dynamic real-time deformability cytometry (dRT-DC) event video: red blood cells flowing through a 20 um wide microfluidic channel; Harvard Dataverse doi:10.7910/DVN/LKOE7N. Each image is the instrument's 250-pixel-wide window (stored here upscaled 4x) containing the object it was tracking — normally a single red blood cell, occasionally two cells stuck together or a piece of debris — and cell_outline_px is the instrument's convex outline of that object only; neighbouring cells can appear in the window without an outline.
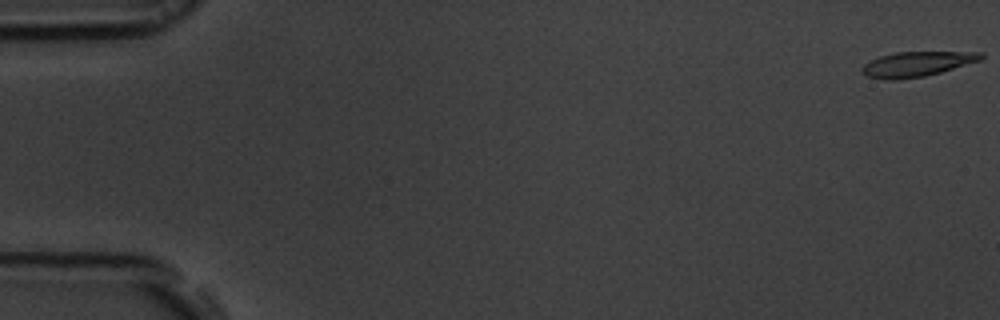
{"species": "common noctule bat (a hibernating species)", "species_latin": "Nyctalus noctula", "temperature_condition": "room temperature", "stored_images_in_passage": 54, "camera_frame_rate_fps": 3000, "um_per_image_px": 0.085, "animal": {"sex": "male", "body_mass_g": 19.5, "forearm_length_mm": 54.6}, "frame": {"image": 1, "passage_image": 1, "time_ms": 0.0, "image_size_px": [1000, 320], "cell_outline_px": [[984, 56], [980, 60], [940, 72], [924, 76], [896, 80], [884, 80], [868, 76], [860, 72], [860, 68], [868, 60], [880, 56], [896, 52], [984, 52]], "centroid_in_image_um": [77.87, 5.44], "position_along_channel_um": 7.1, "area_um2": 17.28}}
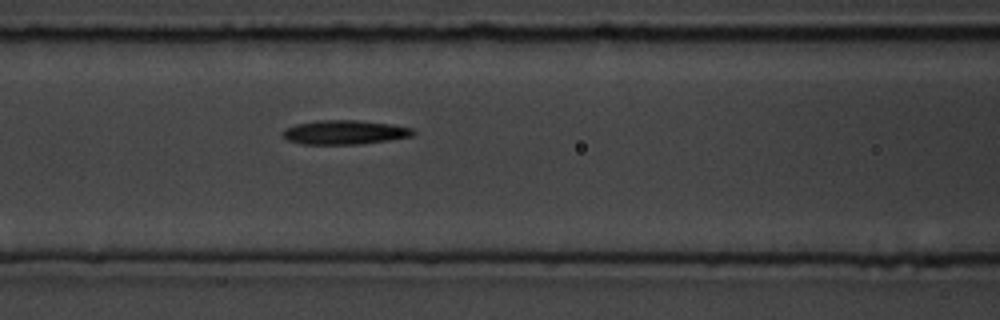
{"frame": {"image": 2, "passage_image": 23, "time_ms": 7.333, "image_size_px": [1000, 320], "cell_outline_px": [[416, 132], [412, 136], [388, 140], [360, 144], [300, 144], [288, 140], [280, 132], [284, 128], [296, 124], [316, 120], [360, 120], [392, 124], [412, 128]], "centroid_in_image_um": [29.27, 11.24], "position_along_channel_um": 137.3, "area_um2": 18.5}}
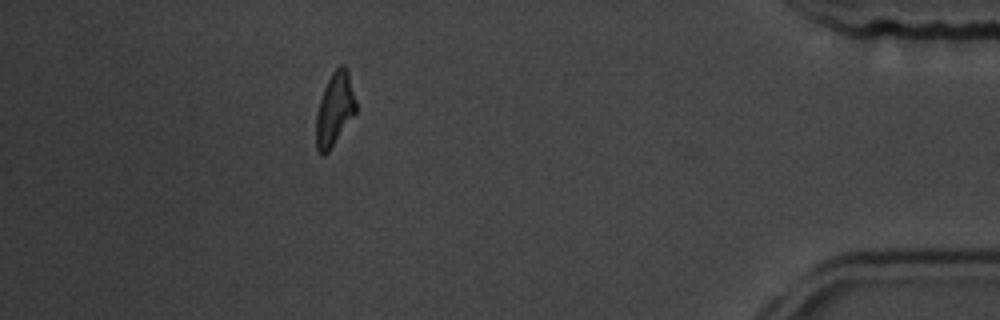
{"frame": {"image": 3, "passage_image": 48, "time_ms": 15.667, "image_size_px": [1000, 320], "cell_outline_px": [[356, 112], [328, 152], [324, 156], [320, 156], [316, 148], [316, 112], [324, 88], [332, 72], [340, 64], [344, 64], [348, 72], [356, 100]], "centroid_in_image_um": [28.43, 9.3], "position_along_channel_um": 406.8, "area_um2": 16.94}, "authors_computed_cell_mechanics": {"area_um2": 17.8024, "velocity_mm_per_s": 3.844, "shape_relaxation_time_tau1_ms": 4.298, "shape_relaxation_time_tau2_ms": 5.169, "deformation_change_tau1": 0.1786, "deformation_change_tau2": 0.1707}}